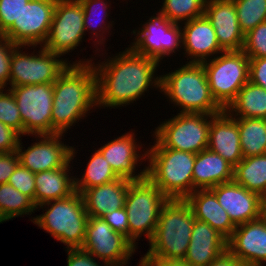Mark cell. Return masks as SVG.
I'll return each instance as SVG.
<instances>
[{"label": "cell", "instance_id": "681fc988", "mask_svg": "<svg viewBox=\"0 0 266 266\" xmlns=\"http://www.w3.org/2000/svg\"><path fill=\"white\" fill-rule=\"evenodd\" d=\"M139 266H145V264L140 260L139 261Z\"/></svg>", "mask_w": 266, "mask_h": 266}, {"label": "cell", "instance_id": "ffe728a7", "mask_svg": "<svg viewBox=\"0 0 266 266\" xmlns=\"http://www.w3.org/2000/svg\"><path fill=\"white\" fill-rule=\"evenodd\" d=\"M134 133H125L124 135L107 142L98 151L107 160L112 170L118 177L131 181H140L146 177L147 167L135 175V169L138 161L147 157V152L140 156L137 154L136 141ZM144 156V157H143ZM140 158V159H139Z\"/></svg>", "mask_w": 266, "mask_h": 266}, {"label": "cell", "instance_id": "484cf974", "mask_svg": "<svg viewBox=\"0 0 266 266\" xmlns=\"http://www.w3.org/2000/svg\"><path fill=\"white\" fill-rule=\"evenodd\" d=\"M233 170L234 167L223 157L206 148L196 154L193 167V192L232 181Z\"/></svg>", "mask_w": 266, "mask_h": 266}, {"label": "cell", "instance_id": "1f68e13d", "mask_svg": "<svg viewBox=\"0 0 266 266\" xmlns=\"http://www.w3.org/2000/svg\"><path fill=\"white\" fill-rule=\"evenodd\" d=\"M85 171L82 178H75V191L81 194L88 188L106 184L119 178L98 150L91 155Z\"/></svg>", "mask_w": 266, "mask_h": 266}, {"label": "cell", "instance_id": "4316f807", "mask_svg": "<svg viewBox=\"0 0 266 266\" xmlns=\"http://www.w3.org/2000/svg\"><path fill=\"white\" fill-rule=\"evenodd\" d=\"M70 163L60 169H52L35 173L34 203L39 205L69 197L75 193V177H69Z\"/></svg>", "mask_w": 266, "mask_h": 266}, {"label": "cell", "instance_id": "6da1fadb", "mask_svg": "<svg viewBox=\"0 0 266 266\" xmlns=\"http://www.w3.org/2000/svg\"><path fill=\"white\" fill-rule=\"evenodd\" d=\"M107 62L94 66L96 107L126 106L138 100L151 85L160 89L161 77H154L159 62L135 53L130 47Z\"/></svg>", "mask_w": 266, "mask_h": 266}, {"label": "cell", "instance_id": "5b68a950", "mask_svg": "<svg viewBox=\"0 0 266 266\" xmlns=\"http://www.w3.org/2000/svg\"><path fill=\"white\" fill-rule=\"evenodd\" d=\"M147 150L146 176L168 199H186L193 192L196 154L165 148L156 138Z\"/></svg>", "mask_w": 266, "mask_h": 266}, {"label": "cell", "instance_id": "277c9868", "mask_svg": "<svg viewBox=\"0 0 266 266\" xmlns=\"http://www.w3.org/2000/svg\"><path fill=\"white\" fill-rule=\"evenodd\" d=\"M196 218L185 199H169L162 207L150 249L142 258L183 260Z\"/></svg>", "mask_w": 266, "mask_h": 266}, {"label": "cell", "instance_id": "7402d4cb", "mask_svg": "<svg viewBox=\"0 0 266 266\" xmlns=\"http://www.w3.org/2000/svg\"><path fill=\"white\" fill-rule=\"evenodd\" d=\"M227 252V239L208 223L195 220L183 261L188 266H207Z\"/></svg>", "mask_w": 266, "mask_h": 266}, {"label": "cell", "instance_id": "c3c4849f", "mask_svg": "<svg viewBox=\"0 0 266 266\" xmlns=\"http://www.w3.org/2000/svg\"><path fill=\"white\" fill-rule=\"evenodd\" d=\"M261 217L266 222V197L262 198V210H261Z\"/></svg>", "mask_w": 266, "mask_h": 266}, {"label": "cell", "instance_id": "4fadbf2b", "mask_svg": "<svg viewBox=\"0 0 266 266\" xmlns=\"http://www.w3.org/2000/svg\"><path fill=\"white\" fill-rule=\"evenodd\" d=\"M84 32V13L80 1L57 0L49 34L42 47L63 56L82 42Z\"/></svg>", "mask_w": 266, "mask_h": 266}, {"label": "cell", "instance_id": "836d02e7", "mask_svg": "<svg viewBox=\"0 0 266 266\" xmlns=\"http://www.w3.org/2000/svg\"><path fill=\"white\" fill-rule=\"evenodd\" d=\"M239 26L244 35L266 22V0H233Z\"/></svg>", "mask_w": 266, "mask_h": 266}, {"label": "cell", "instance_id": "8fae6325", "mask_svg": "<svg viewBox=\"0 0 266 266\" xmlns=\"http://www.w3.org/2000/svg\"><path fill=\"white\" fill-rule=\"evenodd\" d=\"M22 47L24 46L18 45L12 54L8 82L11 87L54 83L70 65L67 60L58 59L61 55L43 47L37 55L22 53Z\"/></svg>", "mask_w": 266, "mask_h": 266}, {"label": "cell", "instance_id": "7a4b0ae2", "mask_svg": "<svg viewBox=\"0 0 266 266\" xmlns=\"http://www.w3.org/2000/svg\"><path fill=\"white\" fill-rule=\"evenodd\" d=\"M86 60L70 64L53 83L52 134H64L97 106L95 63Z\"/></svg>", "mask_w": 266, "mask_h": 266}, {"label": "cell", "instance_id": "bcb514c9", "mask_svg": "<svg viewBox=\"0 0 266 266\" xmlns=\"http://www.w3.org/2000/svg\"><path fill=\"white\" fill-rule=\"evenodd\" d=\"M207 266H248L246 263L232 256L228 251L217 260L209 263Z\"/></svg>", "mask_w": 266, "mask_h": 266}, {"label": "cell", "instance_id": "603a6c76", "mask_svg": "<svg viewBox=\"0 0 266 266\" xmlns=\"http://www.w3.org/2000/svg\"><path fill=\"white\" fill-rule=\"evenodd\" d=\"M182 46L184 54L191 59L189 63H203L208 57L224 52L218 44L215 30L205 15L184 22Z\"/></svg>", "mask_w": 266, "mask_h": 266}, {"label": "cell", "instance_id": "7bdbcfd3", "mask_svg": "<svg viewBox=\"0 0 266 266\" xmlns=\"http://www.w3.org/2000/svg\"><path fill=\"white\" fill-rule=\"evenodd\" d=\"M249 81L266 89V57L249 58Z\"/></svg>", "mask_w": 266, "mask_h": 266}, {"label": "cell", "instance_id": "7dc6e473", "mask_svg": "<svg viewBox=\"0 0 266 266\" xmlns=\"http://www.w3.org/2000/svg\"><path fill=\"white\" fill-rule=\"evenodd\" d=\"M145 266H188L183 260H168L160 258H141Z\"/></svg>", "mask_w": 266, "mask_h": 266}, {"label": "cell", "instance_id": "f546056e", "mask_svg": "<svg viewBox=\"0 0 266 266\" xmlns=\"http://www.w3.org/2000/svg\"><path fill=\"white\" fill-rule=\"evenodd\" d=\"M238 128L244 158L266 153V119L238 118Z\"/></svg>", "mask_w": 266, "mask_h": 266}, {"label": "cell", "instance_id": "4dcf8cb0", "mask_svg": "<svg viewBox=\"0 0 266 266\" xmlns=\"http://www.w3.org/2000/svg\"><path fill=\"white\" fill-rule=\"evenodd\" d=\"M36 210L34 201L11 184L0 185V223L16 216L30 215Z\"/></svg>", "mask_w": 266, "mask_h": 266}, {"label": "cell", "instance_id": "d6986e66", "mask_svg": "<svg viewBox=\"0 0 266 266\" xmlns=\"http://www.w3.org/2000/svg\"><path fill=\"white\" fill-rule=\"evenodd\" d=\"M204 15L214 28L224 52L242 50L244 33L240 29L233 0H207Z\"/></svg>", "mask_w": 266, "mask_h": 266}, {"label": "cell", "instance_id": "2e32d148", "mask_svg": "<svg viewBox=\"0 0 266 266\" xmlns=\"http://www.w3.org/2000/svg\"><path fill=\"white\" fill-rule=\"evenodd\" d=\"M35 136L41 137V140L34 142L28 149L22 150L20 139L17 148L20 164L28 168L32 173L60 169L74 159V154H76L74 147L66 146L64 142L60 141L63 134H41Z\"/></svg>", "mask_w": 266, "mask_h": 266}, {"label": "cell", "instance_id": "3957f363", "mask_svg": "<svg viewBox=\"0 0 266 266\" xmlns=\"http://www.w3.org/2000/svg\"><path fill=\"white\" fill-rule=\"evenodd\" d=\"M160 77V91L179 109L182 108L180 113L216 115L224 111L211 93L202 63L187 62Z\"/></svg>", "mask_w": 266, "mask_h": 266}, {"label": "cell", "instance_id": "d4e9b609", "mask_svg": "<svg viewBox=\"0 0 266 266\" xmlns=\"http://www.w3.org/2000/svg\"><path fill=\"white\" fill-rule=\"evenodd\" d=\"M185 201L192 208L197 220L208 223L227 240L237 227L225 209L218 203L216 195L210 189H197Z\"/></svg>", "mask_w": 266, "mask_h": 266}, {"label": "cell", "instance_id": "e0dca14e", "mask_svg": "<svg viewBox=\"0 0 266 266\" xmlns=\"http://www.w3.org/2000/svg\"><path fill=\"white\" fill-rule=\"evenodd\" d=\"M227 251L248 266H263L262 263H266L264 219L260 217L238 225L227 240Z\"/></svg>", "mask_w": 266, "mask_h": 266}, {"label": "cell", "instance_id": "ee69618b", "mask_svg": "<svg viewBox=\"0 0 266 266\" xmlns=\"http://www.w3.org/2000/svg\"><path fill=\"white\" fill-rule=\"evenodd\" d=\"M19 164L17 151L0 153V185L8 182L9 177Z\"/></svg>", "mask_w": 266, "mask_h": 266}, {"label": "cell", "instance_id": "b9f144b4", "mask_svg": "<svg viewBox=\"0 0 266 266\" xmlns=\"http://www.w3.org/2000/svg\"><path fill=\"white\" fill-rule=\"evenodd\" d=\"M67 266H102L95 261V257L82 248H67ZM104 266H109L104 263Z\"/></svg>", "mask_w": 266, "mask_h": 266}, {"label": "cell", "instance_id": "8992f818", "mask_svg": "<svg viewBox=\"0 0 266 266\" xmlns=\"http://www.w3.org/2000/svg\"><path fill=\"white\" fill-rule=\"evenodd\" d=\"M46 205V212L31 221L67 245V248H81L89 217L82 194L75 192L69 197L56 199L39 207L43 208Z\"/></svg>", "mask_w": 266, "mask_h": 266}, {"label": "cell", "instance_id": "ac0fdd59", "mask_svg": "<svg viewBox=\"0 0 266 266\" xmlns=\"http://www.w3.org/2000/svg\"><path fill=\"white\" fill-rule=\"evenodd\" d=\"M210 190L236 226L261 217L262 197L234 180L216 185Z\"/></svg>", "mask_w": 266, "mask_h": 266}, {"label": "cell", "instance_id": "74e56055", "mask_svg": "<svg viewBox=\"0 0 266 266\" xmlns=\"http://www.w3.org/2000/svg\"><path fill=\"white\" fill-rule=\"evenodd\" d=\"M29 0H0V35H3L14 22Z\"/></svg>", "mask_w": 266, "mask_h": 266}, {"label": "cell", "instance_id": "7c38bea8", "mask_svg": "<svg viewBox=\"0 0 266 266\" xmlns=\"http://www.w3.org/2000/svg\"><path fill=\"white\" fill-rule=\"evenodd\" d=\"M81 248L109 266H126L137 246L101 217L89 216Z\"/></svg>", "mask_w": 266, "mask_h": 266}, {"label": "cell", "instance_id": "44dd1931", "mask_svg": "<svg viewBox=\"0 0 266 266\" xmlns=\"http://www.w3.org/2000/svg\"><path fill=\"white\" fill-rule=\"evenodd\" d=\"M207 148L235 167L244 158L241 151L238 118L231 116L226 110L211 115Z\"/></svg>", "mask_w": 266, "mask_h": 266}, {"label": "cell", "instance_id": "ba28073f", "mask_svg": "<svg viewBox=\"0 0 266 266\" xmlns=\"http://www.w3.org/2000/svg\"><path fill=\"white\" fill-rule=\"evenodd\" d=\"M210 60L202 63L208 84L216 102L226 110L249 81V57L242 50L227 51Z\"/></svg>", "mask_w": 266, "mask_h": 266}, {"label": "cell", "instance_id": "d6a6232c", "mask_svg": "<svg viewBox=\"0 0 266 266\" xmlns=\"http://www.w3.org/2000/svg\"><path fill=\"white\" fill-rule=\"evenodd\" d=\"M159 14L170 22L190 21L204 15L207 0H163Z\"/></svg>", "mask_w": 266, "mask_h": 266}, {"label": "cell", "instance_id": "e575fe53", "mask_svg": "<svg viewBox=\"0 0 266 266\" xmlns=\"http://www.w3.org/2000/svg\"><path fill=\"white\" fill-rule=\"evenodd\" d=\"M0 89V122L23 136V123L16 100L10 89Z\"/></svg>", "mask_w": 266, "mask_h": 266}, {"label": "cell", "instance_id": "30bf717a", "mask_svg": "<svg viewBox=\"0 0 266 266\" xmlns=\"http://www.w3.org/2000/svg\"><path fill=\"white\" fill-rule=\"evenodd\" d=\"M23 123V135L52 134L53 83L9 88Z\"/></svg>", "mask_w": 266, "mask_h": 266}, {"label": "cell", "instance_id": "5bb4252c", "mask_svg": "<svg viewBox=\"0 0 266 266\" xmlns=\"http://www.w3.org/2000/svg\"><path fill=\"white\" fill-rule=\"evenodd\" d=\"M151 16L143 24L141 31L133 30L137 35L130 48L137 54L156 59L159 63L163 57L175 53L182 47V27L180 24L170 22L159 13ZM137 32V33H136Z\"/></svg>", "mask_w": 266, "mask_h": 266}, {"label": "cell", "instance_id": "52a82bcc", "mask_svg": "<svg viewBox=\"0 0 266 266\" xmlns=\"http://www.w3.org/2000/svg\"><path fill=\"white\" fill-rule=\"evenodd\" d=\"M169 199L146 176L143 180L132 181L125 199L129 225V240L136 246L144 233L150 241L158 224L162 207Z\"/></svg>", "mask_w": 266, "mask_h": 266}, {"label": "cell", "instance_id": "9a60e30c", "mask_svg": "<svg viewBox=\"0 0 266 266\" xmlns=\"http://www.w3.org/2000/svg\"><path fill=\"white\" fill-rule=\"evenodd\" d=\"M57 0H29L24 5L18 22L2 35L20 46H42L46 41ZM42 44V45H41Z\"/></svg>", "mask_w": 266, "mask_h": 266}, {"label": "cell", "instance_id": "f1b7e54d", "mask_svg": "<svg viewBox=\"0 0 266 266\" xmlns=\"http://www.w3.org/2000/svg\"><path fill=\"white\" fill-rule=\"evenodd\" d=\"M233 180L262 198L266 197V153L243 158L234 167Z\"/></svg>", "mask_w": 266, "mask_h": 266}, {"label": "cell", "instance_id": "d590c367", "mask_svg": "<svg viewBox=\"0 0 266 266\" xmlns=\"http://www.w3.org/2000/svg\"><path fill=\"white\" fill-rule=\"evenodd\" d=\"M242 51L249 58L266 57V22L258 24L244 35Z\"/></svg>", "mask_w": 266, "mask_h": 266}, {"label": "cell", "instance_id": "f6af8a7d", "mask_svg": "<svg viewBox=\"0 0 266 266\" xmlns=\"http://www.w3.org/2000/svg\"><path fill=\"white\" fill-rule=\"evenodd\" d=\"M21 135L0 122V153L17 151Z\"/></svg>", "mask_w": 266, "mask_h": 266}, {"label": "cell", "instance_id": "83f0119b", "mask_svg": "<svg viewBox=\"0 0 266 266\" xmlns=\"http://www.w3.org/2000/svg\"><path fill=\"white\" fill-rule=\"evenodd\" d=\"M226 111L236 118L266 119V89L248 81Z\"/></svg>", "mask_w": 266, "mask_h": 266}, {"label": "cell", "instance_id": "f35d334b", "mask_svg": "<svg viewBox=\"0 0 266 266\" xmlns=\"http://www.w3.org/2000/svg\"><path fill=\"white\" fill-rule=\"evenodd\" d=\"M7 183L11 184L15 189L19 190L21 193L30 197L34 201L36 188L35 174L28 168L19 164L13 174L9 177Z\"/></svg>", "mask_w": 266, "mask_h": 266}, {"label": "cell", "instance_id": "cb8c5ba5", "mask_svg": "<svg viewBox=\"0 0 266 266\" xmlns=\"http://www.w3.org/2000/svg\"><path fill=\"white\" fill-rule=\"evenodd\" d=\"M131 182L119 177L112 182L86 189L82 197L88 216L102 217L124 207Z\"/></svg>", "mask_w": 266, "mask_h": 266}, {"label": "cell", "instance_id": "60d3db41", "mask_svg": "<svg viewBox=\"0 0 266 266\" xmlns=\"http://www.w3.org/2000/svg\"><path fill=\"white\" fill-rule=\"evenodd\" d=\"M101 218L106 221L114 231L123 234L129 239V225L125 207L113 211L112 213L104 214Z\"/></svg>", "mask_w": 266, "mask_h": 266}, {"label": "cell", "instance_id": "ab89813d", "mask_svg": "<svg viewBox=\"0 0 266 266\" xmlns=\"http://www.w3.org/2000/svg\"><path fill=\"white\" fill-rule=\"evenodd\" d=\"M17 46L0 35V89H4L10 81V64L13 51Z\"/></svg>", "mask_w": 266, "mask_h": 266}, {"label": "cell", "instance_id": "8d00e7d4", "mask_svg": "<svg viewBox=\"0 0 266 266\" xmlns=\"http://www.w3.org/2000/svg\"><path fill=\"white\" fill-rule=\"evenodd\" d=\"M80 1V3L82 4V6H83V13H84V30H85V32L87 31V29L89 28H91V27H93V29L94 30H92V32H94L95 33V35H96V37H97V39H98V36L100 35L101 37H99V40H97V42H98V44L100 45V44H103V42H104V38H102L103 36V34L105 33L103 30L105 29L106 31H107V29L109 30L110 28H111V26H112V22H111V24H110V22H109V24H106L104 21L106 20L105 18L107 17V16H109L108 14H107V2L105 3L104 2V0H79ZM106 1V0H105ZM102 5V7L99 9L100 11L102 10L103 12H104V20L103 21H100V23L101 22H103L101 25H107V29L104 27V26H101L100 25V23H99V25H100V28H101V30H99V33H98V30H97V32H95V27H97V24H93L92 22V16L93 15H95V14H97V13H95V12H97L96 10V8H98L97 6L98 5ZM96 9V10H95ZM106 9V10H105ZM95 13V14H94ZM102 13V12H101ZM98 15V14H97ZM92 19V20H91ZM98 22V21H97ZM92 23V24H91ZM105 23V24H104ZM94 25V26H93ZM99 25H98V27H99ZM100 32H102V33H100ZM99 34V35H98ZM100 38H102V39H100Z\"/></svg>", "mask_w": 266, "mask_h": 266}, {"label": "cell", "instance_id": "9c48e42d", "mask_svg": "<svg viewBox=\"0 0 266 266\" xmlns=\"http://www.w3.org/2000/svg\"><path fill=\"white\" fill-rule=\"evenodd\" d=\"M210 122L209 114L178 113L162 122L153 136L165 148L197 154L208 146Z\"/></svg>", "mask_w": 266, "mask_h": 266}]
</instances>
